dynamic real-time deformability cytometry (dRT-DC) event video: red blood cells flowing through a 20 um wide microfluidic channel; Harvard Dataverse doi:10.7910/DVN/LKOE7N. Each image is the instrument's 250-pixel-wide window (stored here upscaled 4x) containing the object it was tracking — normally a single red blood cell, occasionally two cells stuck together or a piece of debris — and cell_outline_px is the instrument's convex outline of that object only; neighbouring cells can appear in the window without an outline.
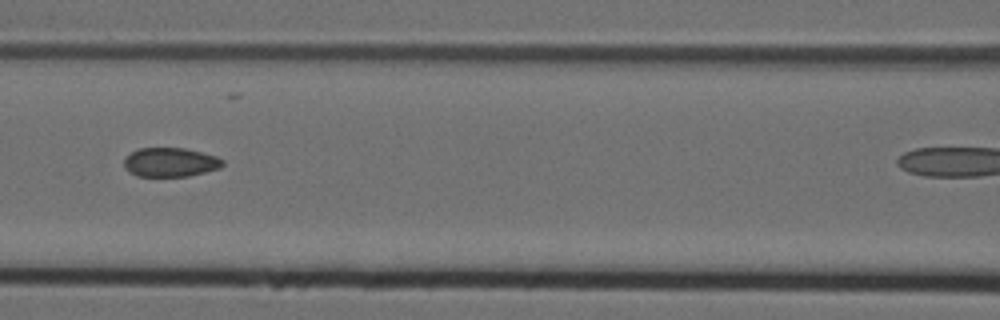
{"species": "Egyptian fruit bat (a non-hibernating species)", "species_latin": "Rousettus aegyptiacus", "temperature_condition": "cold", "stored_images_in_passage": 6, "camera_frame_rate_fps": 3000, "um_per_image_px": 0.085, "animal": {"sex": "female"}, "frame": {"image": 1, "passage_image": 5, "time_ms": 1.333, "image_size_px": [1000, 320], "cell_outline_px": [[224, 164], [220, 168], [188, 176], [136, 176], [128, 172], [124, 168], [124, 156], [140, 148], [184, 148], [216, 156], [224, 160]], "centroid_in_image_um": [14.44, 13.79], "position_along_channel_um": 152.2, "area_um2": 16.76}}